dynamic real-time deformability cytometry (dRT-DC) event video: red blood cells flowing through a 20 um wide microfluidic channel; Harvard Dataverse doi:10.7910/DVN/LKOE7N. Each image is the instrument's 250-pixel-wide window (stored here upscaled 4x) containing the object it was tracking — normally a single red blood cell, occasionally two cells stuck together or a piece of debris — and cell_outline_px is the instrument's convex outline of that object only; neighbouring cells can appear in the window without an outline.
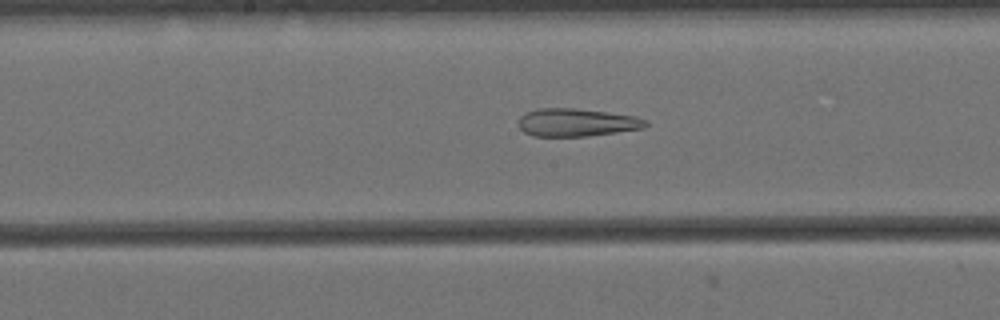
{"species": "Egyptian fruit bat (a non-hibernating species)", "species_latin": "Rousettus aegyptiacus", "temperature_condition": "cold", "stored_images_in_passage": 56, "camera_frame_rate_fps": 3000, "um_per_image_px": 0.085, "animal": {"sex": "female"}, "frame": {"image": 1, "passage_image": 27, "time_ms": 8.667, "image_size_px": [1000, 320], "cell_outline_px": [[648, 124], [644, 128], [588, 136], [532, 136], [524, 132], [516, 124], [516, 120], [520, 116], [528, 112], [540, 108], [576, 108], [636, 116], [648, 120]], "centroid_in_image_um": [48.99, 10.41], "position_along_channel_um": 199.2, "area_um2": 20.81}}
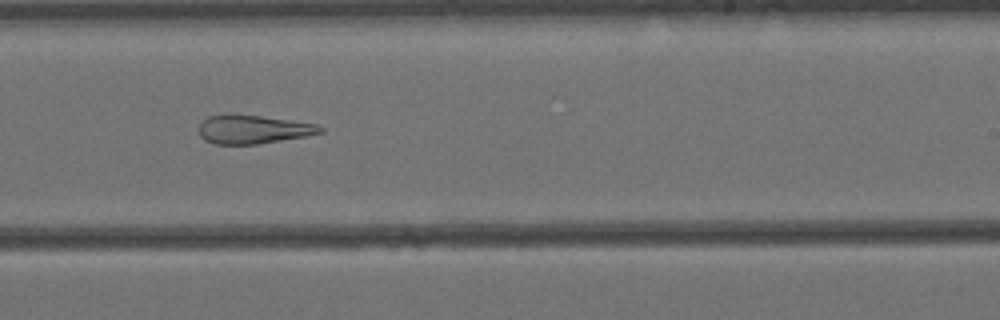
{"frame": {"image": 2, "passage_image": 33, "time_ms": 10.667, "image_size_px": [1000, 320], "cell_outline_px": [[324, 132], [304, 136], [260, 144], [216, 144], [204, 140], [200, 136], [200, 124], [208, 116], [260, 116], [316, 124], [324, 128]], "centroid_in_image_um": [21.54, 11.03], "position_along_channel_um": 267.5, "area_um2": 19.59}}
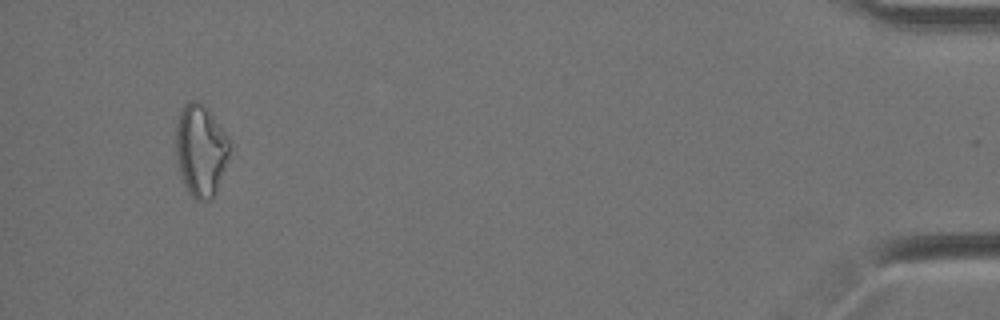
{"frame": {"image": 3, "passage_image": 53, "time_ms": 17.333, "image_size_px": [1000, 320], "cell_outline_px": [[228, 156], [216, 192], [212, 200], [196, 200], [188, 192], [184, 184], [180, 172], [176, 148], [176, 124], [180, 108], [188, 100], [196, 100], [208, 108], [228, 140]], "centroid_in_image_um": [17.02, 12.76], "position_along_channel_um": 418.2, "area_um2": 28.32}, "authors_computed_cell_mechanics": {"area_um2": 25.5765, "velocity_mm_per_s": 3.4488, "shape_relaxation_time_tau1_ms": null, "shape_relaxation_time_tau2_ms": 3.6464, "deformation_change_tau1": null, "deformation_change_tau2": 0.1562}}